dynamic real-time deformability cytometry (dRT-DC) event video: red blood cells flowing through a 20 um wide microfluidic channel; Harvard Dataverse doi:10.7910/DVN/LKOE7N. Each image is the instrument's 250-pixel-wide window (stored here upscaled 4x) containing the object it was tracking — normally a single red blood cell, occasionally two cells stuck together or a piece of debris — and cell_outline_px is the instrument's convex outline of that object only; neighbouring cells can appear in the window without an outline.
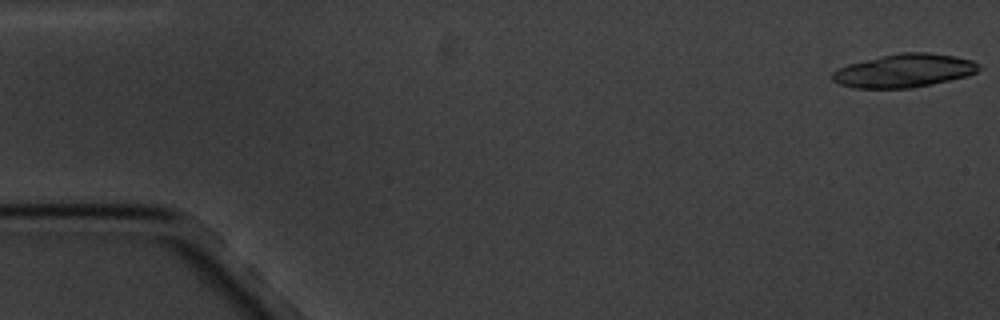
{"species": "common noctule bat (a hibernating species)", "species_latin": "Nyctalus noctula", "temperature_condition": "cold", "stored_images_in_passage": 17, "camera_frame_rate_fps": 3000, "um_per_image_px": 0.085, "animal": {"sex": "male", "body_mass_g": 20.1, "forearm_length_mm": 53.5}, "frame": {"image": 1, "passage_image": 1, "time_ms": 0.0, "image_size_px": [1000, 320], "cell_outline_px": [[980, 68], [976, 72], [968, 76], [932, 84], [912, 88], [852, 88], [840, 84], [832, 80], [832, 72], [836, 68], [848, 64], [880, 56], [900, 52], [928, 52], [956, 56], [972, 60], [980, 64]], "centroid_in_image_um": [76.85, 6.0], "position_along_channel_um": 8.1, "area_um2": 28.73}}
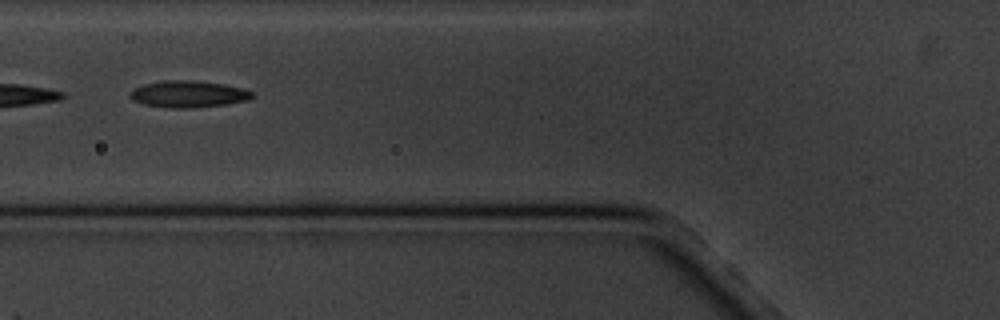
{"frame": {"image": 2, "passage_image": 7, "time_ms": 7.0, "image_size_px": [1000, 320], "cell_outline_px": [[256, 96], [248, 100], [224, 104], [188, 108], [168, 108], [144, 104], [132, 100], [128, 96], [128, 92], [132, 88], [144, 84], [164, 80], [192, 80], [224, 84], [244, 88], [252, 92]], "centroid_in_image_um": [15.97, 7.99], "position_along_channel_um": 109.8, "area_um2": 19.19}}
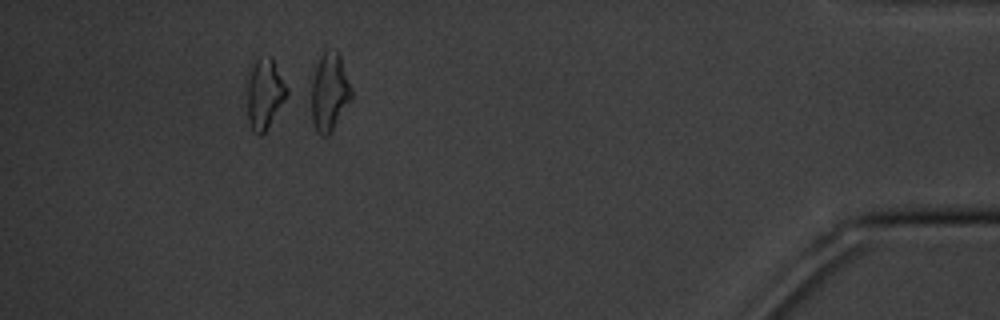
{"frame": {"image": 3, "passage_image": 16, "time_ms": 17.333, "image_size_px": [1000, 320], "cell_outline_px": [[288, 96], [264, 132], [260, 136], [252, 128], [248, 120], [244, 84], [252, 56], [272, 56], [288, 88]], "centroid_in_image_um": [22.43, 7.84], "position_along_channel_um": 412.8, "area_um2": 17.34}, "authors_computed_cell_mechanics": {"area_um2": 18.6116, "velocity_mm_per_s": 3.421, "shape_relaxation_time_tau1_ms": 9.7485, "shape_relaxation_time_tau2_ms": 4.3007, "deformation_change_tau1": 0.1548, "deformation_change_tau2": 0.1382}}